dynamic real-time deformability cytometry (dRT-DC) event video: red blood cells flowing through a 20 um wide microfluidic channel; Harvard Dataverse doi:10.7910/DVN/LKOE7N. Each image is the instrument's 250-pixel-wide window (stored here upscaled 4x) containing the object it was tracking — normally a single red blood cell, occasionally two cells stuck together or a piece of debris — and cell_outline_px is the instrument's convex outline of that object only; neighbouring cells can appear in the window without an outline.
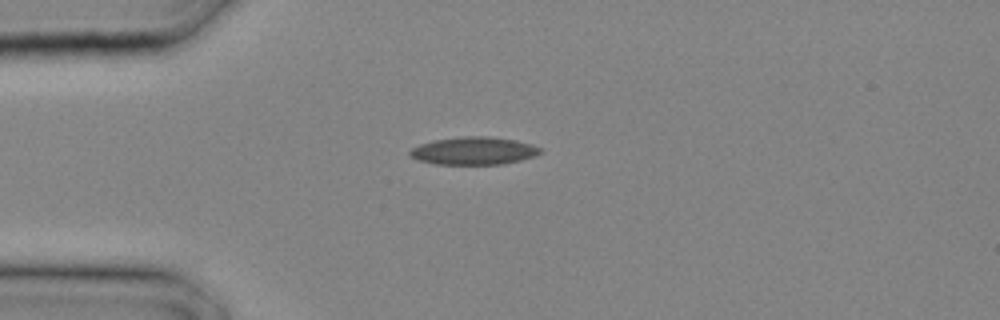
{"species": "common noctule bat (a hibernating species)", "species_latin": "Nyctalus noctula", "temperature_condition": "cold", "stored_images_in_passage": 12, "camera_frame_rate_fps": 3000, "um_per_image_px": 0.085, "animal": {"sex": "male", "body_mass_g": 20.4}, "frame": {"image": 1, "passage_image": 6, "time_ms": 1.667, "image_size_px": [1000, 320], "cell_outline_px": [[544, 152], [536, 156], [504, 164], [436, 164], [416, 160], [408, 152], [412, 148], [420, 144], [432, 140], [464, 136], [488, 136], [516, 140], [532, 144], [544, 148]], "centroid_in_image_um": [40.32, 12.81], "position_along_channel_um": 44.7, "area_um2": 21.33}}
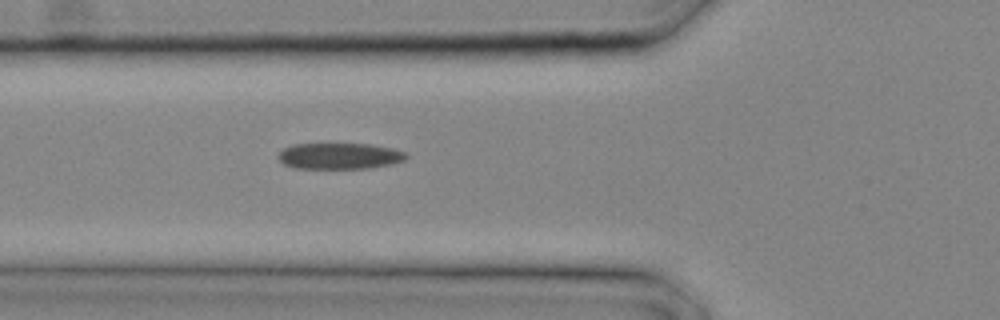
{"frame": {"image": 2, "passage_image": 9, "time_ms": 2.667, "image_size_px": [1000, 320], "cell_outline_px": [[312, 220], [268, 224], [224, 224], [156, 220], [148, 216], [164, 212], [228, 208], [284, 208], [308, 216]], "centroid_in_image_um": [19.88, 18.37], "position_along_channel_um": 105.9, "area_um2": 14.39}}